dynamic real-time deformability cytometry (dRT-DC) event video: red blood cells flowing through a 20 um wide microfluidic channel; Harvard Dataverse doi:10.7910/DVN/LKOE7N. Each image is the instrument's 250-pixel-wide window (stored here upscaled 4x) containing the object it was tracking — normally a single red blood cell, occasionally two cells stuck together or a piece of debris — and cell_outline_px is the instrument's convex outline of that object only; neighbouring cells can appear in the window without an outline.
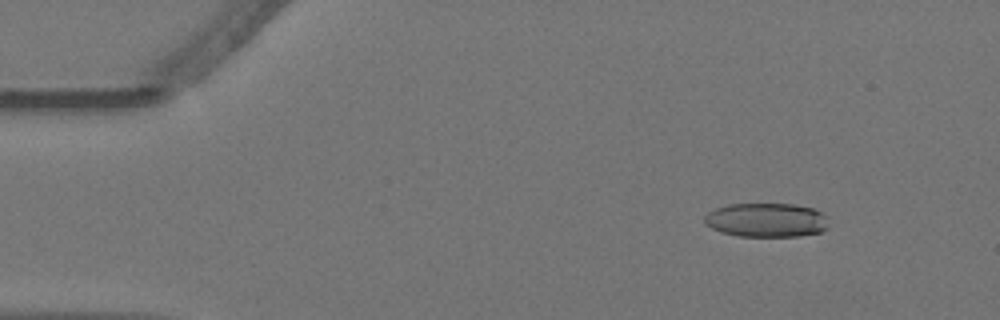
{"species": "Egyptian fruit bat (a non-hibernating species)", "species_latin": "Rousettus aegyptiacus", "temperature_condition": "warm", "stored_images_in_passage": 22, "camera_frame_rate_fps": 3000, "um_per_image_px": 0.085, "animal": {"sex": "female"}, "frame": {"image": 1, "passage_image": 5, "time_ms": 1.333, "image_size_px": [1000, 320], "cell_outline_px": [[828, 228], [820, 232], [800, 236], [740, 236], [720, 232], [704, 224], [704, 216], [708, 212], [716, 208], [728, 204], [792, 204], [812, 208], [820, 212], [824, 216]], "centroid_in_image_um": [65.1, 18.71], "position_along_channel_um": 19.9, "area_um2": 24.57}}
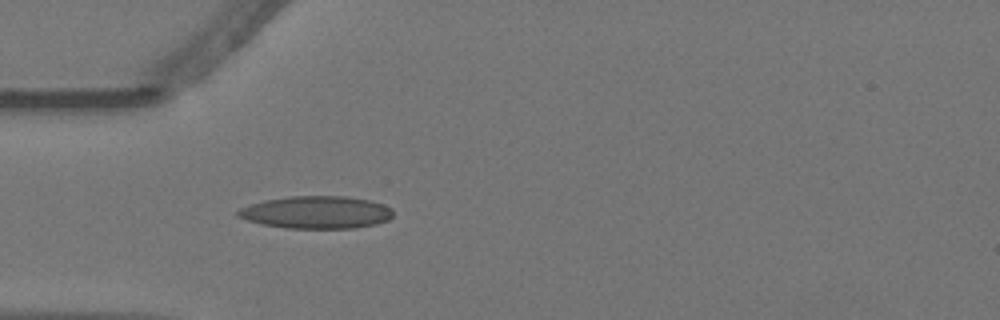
{"frame": {"image": 2, "passage_image": 15, "time_ms": 4.667, "image_size_px": [1000, 320], "cell_outline_px": [[392, 216], [388, 220], [376, 224], [356, 228], [284, 228], [264, 224], [248, 220], [236, 216], [236, 212], [240, 208], [264, 200], [292, 196], [344, 196], [368, 200], [384, 204], [392, 208]], "centroid_in_image_um": [26.91, 18.05], "position_along_channel_um": 58.1, "area_um2": 29.3}}
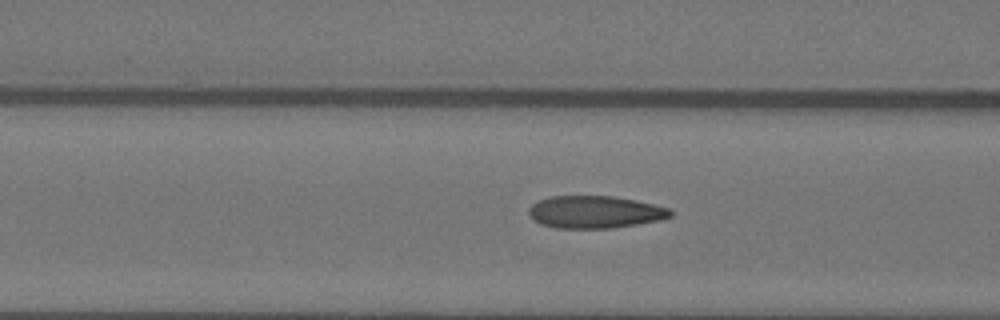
{"frame": {"image": 3, "passage_image": 20, "time_ms": 6.333, "image_size_px": [1000, 320], "cell_outline_px": [[672, 216], [660, 220], [612, 228], [556, 228], [540, 224], [532, 220], [528, 212], [528, 208], [532, 204], [540, 200], [552, 196], [612, 196], [636, 200], [668, 208], [672, 212]], "centroid_in_image_um": [50.53, 18.02], "position_along_channel_um": 116.1, "area_um2": 26.7}}